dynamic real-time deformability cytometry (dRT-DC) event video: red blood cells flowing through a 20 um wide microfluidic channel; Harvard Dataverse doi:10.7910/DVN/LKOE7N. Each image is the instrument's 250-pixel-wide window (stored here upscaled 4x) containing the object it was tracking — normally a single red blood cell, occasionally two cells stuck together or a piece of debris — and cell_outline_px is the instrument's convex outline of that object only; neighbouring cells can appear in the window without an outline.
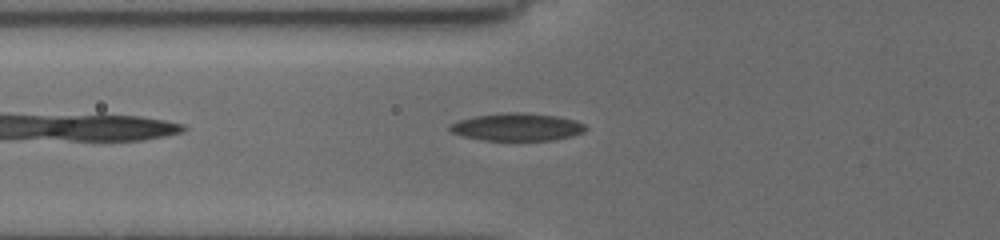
{"species": "common noctule bat (a hibernating species)", "species_latin": "Nyctalus noctula", "temperature_condition": "cold", "stored_images_in_passage": 5, "camera_frame_rate_fps": 3000, "um_per_image_px": 0.085, "animal": {"sex": "female", "body_mass_g": 19.5, "forearm_length_mm": 54.1}, "frame": {"image": 1, "passage_image": 4, "time_ms": 2.0, "image_size_px": [1000, 240], "cell_outline_px": [[588, 128], [584, 132], [572, 136], [552, 140], [480, 140], [464, 136], [452, 132], [448, 128], [448, 124], [460, 120], [476, 116], [504, 112], [524, 112], [556, 116], [576, 120], [584, 124]], "centroid_in_image_um": [43.96, 10.79], "position_along_channel_um": 81.8, "area_um2": 21.91}}